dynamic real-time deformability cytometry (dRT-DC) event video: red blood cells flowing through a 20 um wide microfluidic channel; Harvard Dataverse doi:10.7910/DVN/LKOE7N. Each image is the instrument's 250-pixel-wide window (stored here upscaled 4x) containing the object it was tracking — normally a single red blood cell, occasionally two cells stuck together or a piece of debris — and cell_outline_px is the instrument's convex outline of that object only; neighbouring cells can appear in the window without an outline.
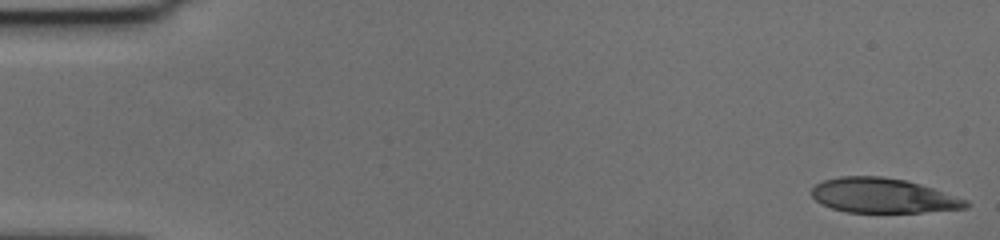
{"species": "human", "species_latin": "Homo sapiens", "temperature_condition": "cold", "stored_images_in_passage": 56, "camera_frame_rate_fps": 3000, "um_per_image_px": 0.085, "donor": {"sex": "female"}, "frame": {"image": 1, "passage_image": 1, "time_ms": 0.0, "image_size_px": [1000, 240], "cell_outline_px": [[968, 208], [920, 212], [848, 212], [832, 208], [820, 204], [812, 196], [812, 188], [816, 184], [824, 180], [840, 176], [880, 176], [904, 180], [920, 184], [968, 200]], "centroid_in_image_um": [75.03, 16.63], "position_along_channel_um": 10.0, "area_um2": 30.98}}
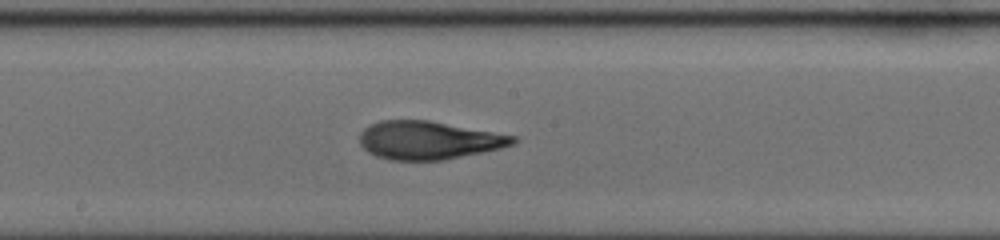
{"frame": {"image": 2, "passage_image": 30, "time_ms": 9.667, "image_size_px": [1000, 240], "cell_outline_px": [[520, 140], [516, 144], [500, 148], [444, 160], [388, 160], [376, 156], [368, 152], [360, 144], [360, 132], [368, 124], [380, 120], [428, 120], [516, 136]], "centroid_in_image_um": [36.42, 11.92], "position_along_channel_um": 211.8, "area_um2": 34.22}}
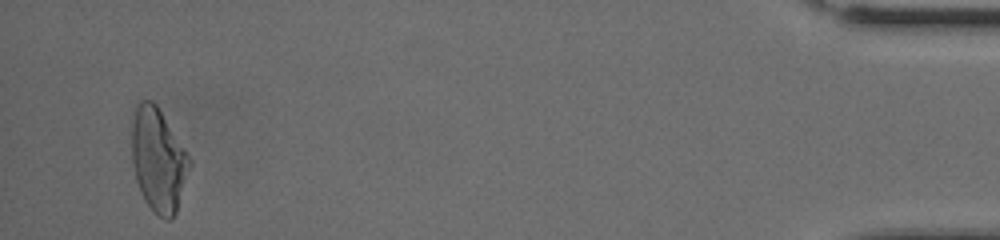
{"frame": {"image": 3, "passage_image": 54, "time_ms": 17.667, "image_size_px": [1000, 240], "cell_outline_px": [[192, 164], [176, 212], [172, 220], [164, 220], [144, 200], [140, 192], [136, 180], [132, 164], [132, 124], [136, 108], [140, 100], [152, 100], [156, 104], [192, 160]], "centroid_in_image_um": [13.47, 13.61], "position_along_channel_um": 421.7, "area_um2": 34.74}, "authors_computed_cell_mechanics": {"area_um2": 33.4951, "velocity_mm_per_s": 3.6331, "shape_relaxation_time_tau1_ms": 5.8932, "shape_relaxation_time_tau2_ms": 1.6973, "deformation_change_tau1": 0.229, "deformation_change_tau2": 0.099}}